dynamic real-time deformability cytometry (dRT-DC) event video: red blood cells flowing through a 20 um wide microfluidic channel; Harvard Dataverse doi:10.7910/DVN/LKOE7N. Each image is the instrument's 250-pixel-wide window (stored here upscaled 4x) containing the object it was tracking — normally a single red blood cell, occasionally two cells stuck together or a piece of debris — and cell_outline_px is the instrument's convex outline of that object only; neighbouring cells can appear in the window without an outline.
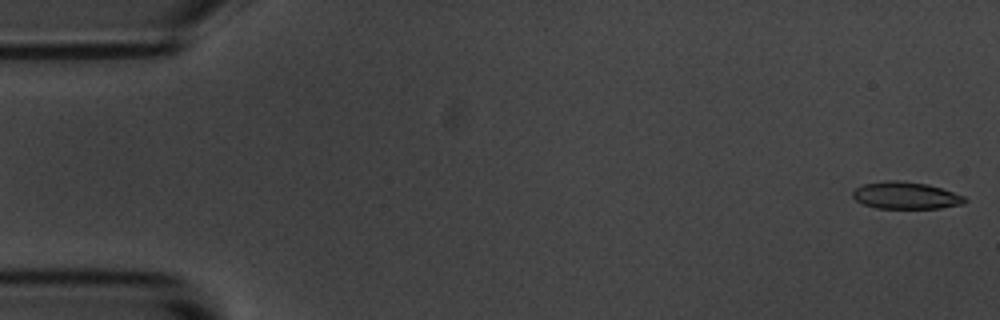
{"species": "common noctule bat (a hibernating species)", "species_latin": "Nyctalus noctula", "temperature_condition": "room temperature", "stored_images_in_passage": 54, "camera_frame_rate_fps": 3000, "um_per_image_px": 0.085, "animal": {"sex": "male", "body_mass_g": 20.1, "forearm_length_mm": 53.5}, "frame": {"image": 1, "passage_image": 1, "time_ms": 0.0, "image_size_px": [1000, 320], "cell_outline_px": [[968, 200], [964, 204], [940, 208], [876, 208], [864, 204], [856, 200], [852, 196], [852, 192], [856, 188], [864, 184], [888, 180], [896, 180], [928, 184], [964, 196]], "centroid_in_image_um": [77.0, 16.62], "position_along_channel_um": 8.0, "area_um2": 17.57}}
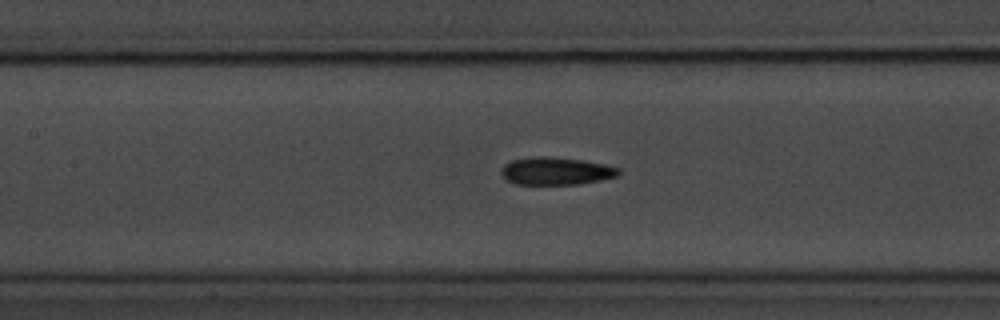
{"frame": {"image": 2, "passage_image": 24, "time_ms": 7.667, "image_size_px": [1000, 320], "cell_outline_px": [[620, 172], [616, 176], [600, 180], [580, 184], [516, 184], [508, 180], [500, 172], [504, 164], [512, 160], [536, 156], [548, 156], [584, 160], [604, 164], [620, 168]], "centroid_in_image_um": [47.27, 14.53], "position_along_channel_um": 160.1, "area_um2": 18.84}}
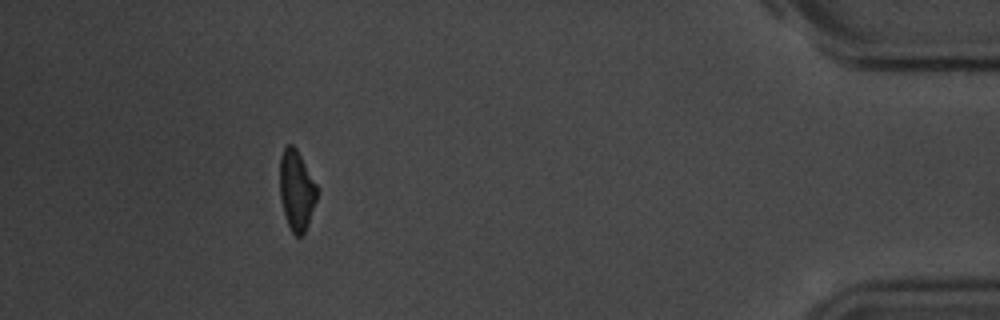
{"frame": {"image": 3, "passage_image": 49, "time_ms": 16.0, "image_size_px": [1000, 320], "cell_outline_px": [[316, 200], [308, 224], [304, 232], [300, 236], [296, 236], [292, 232], [288, 224], [280, 200], [280, 156], [284, 148], [288, 144], [292, 144], [296, 148], [316, 184]], "centroid_in_image_um": [25.18, 16.16], "position_along_channel_um": 410.0, "area_um2": 17.05}, "authors_computed_cell_mechanics": {"area_um2": 18.4382, "velocity_mm_per_s": 3.695, "shape_relaxation_time_tau1_ms": 3.3906, "shape_relaxation_time_tau2_ms": 8.5512, "deformation_change_tau1": 0.1297, "deformation_change_tau2": 0.1587}}